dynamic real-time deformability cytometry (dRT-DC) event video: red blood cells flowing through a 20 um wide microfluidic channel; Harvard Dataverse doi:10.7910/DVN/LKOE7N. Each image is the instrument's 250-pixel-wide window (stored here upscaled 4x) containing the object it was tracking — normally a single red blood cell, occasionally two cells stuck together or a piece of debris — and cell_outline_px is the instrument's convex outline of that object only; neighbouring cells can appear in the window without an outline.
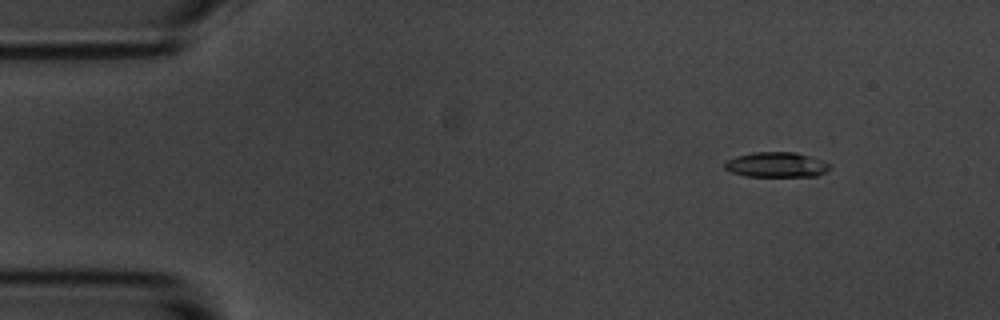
{"species": "common noctule bat (a hibernating species)", "species_latin": "Nyctalus noctula", "temperature_condition": "room temperature", "stored_images_in_passage": 5, "camera_frame_rate_fps": 3000, "um_per_image_px": 0.085, "animal": {"sex": "male", "body_mass_g": 20.1, "forearm_length_mm": 53.5}, "frame": {"image": 1, "passage_image": 2, "time_ms": 1.0, "image_size_px": [1000, 320], "cell_outline_px": [[832, 168], [816, 176], [744, 176], [732, 172], [724, 168], [724, 164], [728, 160], [736, 156], [756, 152], [796, 152], [824, 160], [832, 164]], "centroid_in_image_um": [66.05, 14.0], "position_along_channel_um": 19.0, "area_um2": 15.43}}
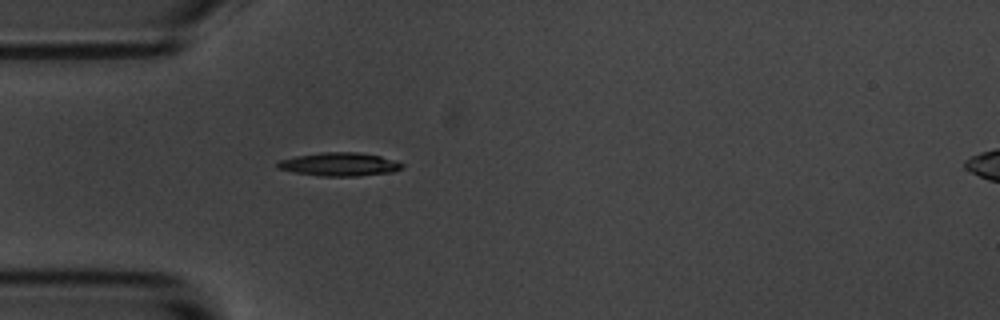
{"frame": {"image": 2, "passage_image": 5, "time_ms": 4.333, "image_size_px": [1000, 320], "cell_outline_px": [[404, 164], [400, 168], [392, 172], [356, 176], [320, 176], [296, 172], [276, 168], [276, 164], [280, 160], [296, 156], [320, 152], [356, 152], [380, 156], [396, 160]], "centroid_in_image_um": [28.85, 13.96], "position_along_channel_um": 56.2, "area_um2": 16.88}}